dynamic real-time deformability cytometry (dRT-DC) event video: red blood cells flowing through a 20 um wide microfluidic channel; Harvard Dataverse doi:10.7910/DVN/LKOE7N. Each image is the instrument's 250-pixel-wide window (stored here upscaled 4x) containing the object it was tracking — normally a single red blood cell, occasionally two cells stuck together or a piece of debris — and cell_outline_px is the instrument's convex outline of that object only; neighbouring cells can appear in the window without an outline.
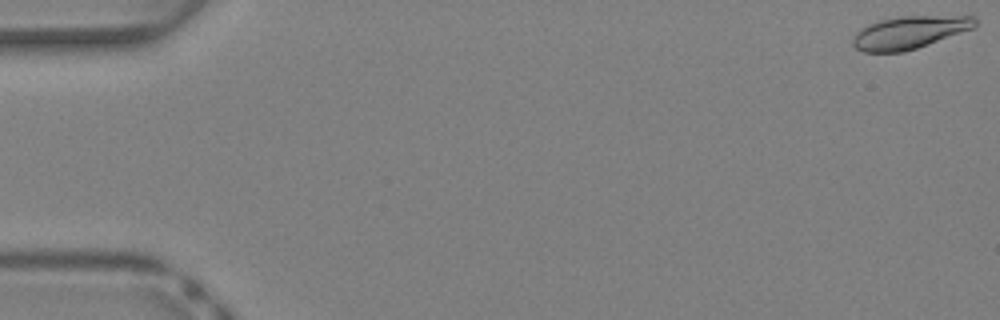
{"species": "Egyptian fruit bat (a non-hibernating species)", "species_latin": "Rousettus aegyptiacus", "temperature_condition": "warm", "stored_images_in_passage": 41, "camera_frame_rate_fps": 3000, "um_per_image_px": 0.085, "animal": {"sex": "female"}, "frame": {"image": 1, "passage_image": 1, "time_ms": 0.0, "image_size_px": [1000, 320], "cell_outline_px": [[976, 24], [972, 28], [916, 48], [904, 52], [864, 52], [856, 48], [852, 44], [852, 36], [856, 32], [880, 20], [900, 16], [972, 16], [976, 20]], "centroid_in_image_um": [77.26, 2.76], "position_along_channel_um": 7.7, "area_um2": 22.77}}
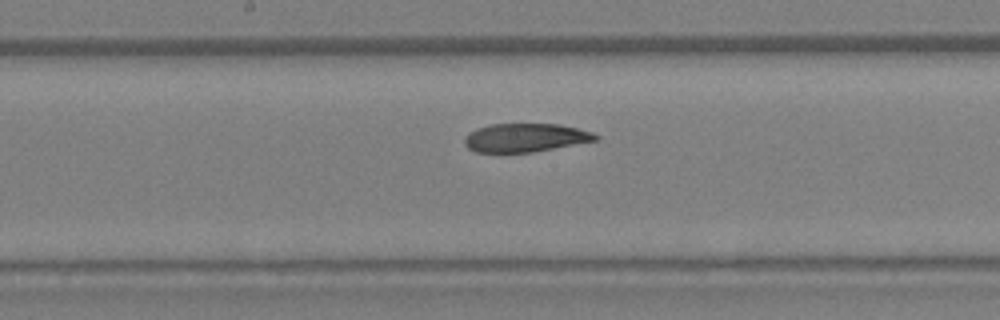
{"frame": {"image": 2, "passage_image": 22, "time_ms": 7.0, "image_size_px": [1000, 320], "cell_outline_px": [[600, 136], [596, 140], [532, 152], [476, 152], [468, 148], [464, 144], [464, 140], [468, 132], [476, 128], [492, 124], [560, 124], [592, 132]], "centroid_in_image_um": [44.62, 11.7], "position_along_channel_um": 203.6, "area_um2": 21.62}}
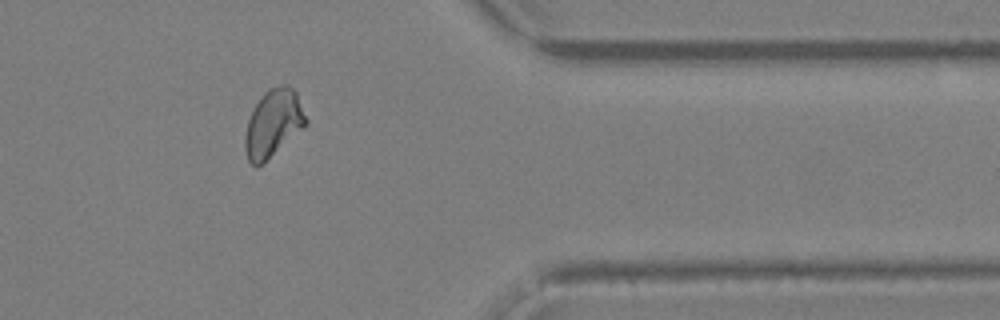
{"frame": {"image": 3, "passage_image": 34, "time_ms": 11.0, "image_size_px": [1000, 320], "cell_outline_px": [[308, 124], [304, 128], [256, 168], [248, 160], [244, 148], [244, 140], [248, 120], [252, 108], [264, 92], [268, 88], [280, 84], [288, 84], [296, 92], [308, 120]], "centroid_in_image_um": [23.23, 10.45], "position_along_channel_um": 388.2, "area_um2": 23.99}}